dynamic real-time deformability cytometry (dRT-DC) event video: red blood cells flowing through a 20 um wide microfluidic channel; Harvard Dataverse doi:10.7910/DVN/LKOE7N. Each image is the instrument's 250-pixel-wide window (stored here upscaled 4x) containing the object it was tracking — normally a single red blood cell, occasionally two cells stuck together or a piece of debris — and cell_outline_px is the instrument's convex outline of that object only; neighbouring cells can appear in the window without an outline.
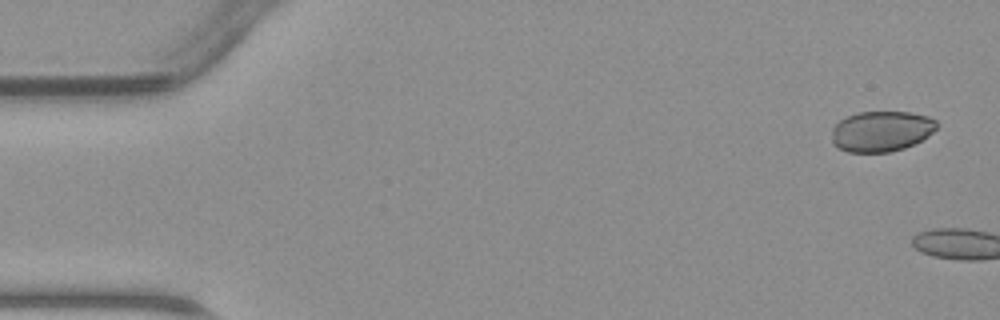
{"species": "common noctule bat (a hibernating species)", "species_latin": "Nyctalus noctula", "temperature_condition": "warm", "stored_images_in_passage": 3, "camera_frame_rate_fps": 3000, "um_per_image_px": 0.085, "animal": {"sex": "male", "body_mass_g": 23.1, "forearm_length_mm": 52.7}, "frame": {"image": 1, "passage_image": 1, "time_ms": 0.0, "image_size_px": [1000, 320], "cell_outline_px": [[940, 124], [928, 136], [904, 148], [888, 152], [848, 152], [836, 148], [832, 144], [832, 128], [840, 120], [856, 112], [912, 112], [928, 116], [936, 120]], "centroid_in_image_um": [74.9, 11.15], "position_along_channel_um": 10.1, "area_um2": 24.97}}